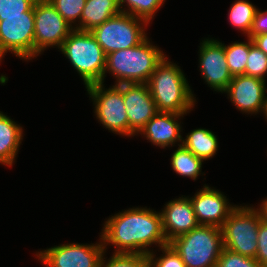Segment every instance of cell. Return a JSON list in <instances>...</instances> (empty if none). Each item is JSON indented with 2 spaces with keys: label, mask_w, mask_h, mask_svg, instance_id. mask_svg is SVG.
Segmentation results:
<instances>
[{
  "label": "cell",
  "mask_w": 267,
  "mask_h": 267,
  "mask_svg": "<svg viewBox=\"0 0 267 267\" xmlns=\"http://www.w3.org/2000/svg\"><path fill=\"white\" fill-rule=\"evenodd\" d=\"M104 83L85 87L93 101L98 122L114 134L129 137V120L123 100V92L117 85L105 88Z\"/></svg>",
  "instance_id": "obj_8"
},
{
  "label": "cell",
  "mask_w": 267,
  "mask_h": 267,
  "mask_svg": "<svg viewBox=\"0 0 267 267\" xmlns=\"http://www.w3.org/2000/svg\"><path fill=\"white\" fill-rule=\"evenodd\" d=\"M267 33V10L262 11L258 8L255 18L253 20L252 28L247 37L251 39L259 34Z\"/></svg>",
  "instance_id": "obj_32"
},
{
  "label": "cell",
  "mask_w": 267,
  "mask_h": 267,
  "mask_svg": "<svg viewBox=\"0 0 267 267\" xmlns=\"http://www.w3.org/2000/svg\"><path fill=\"white\" fill-rule=\"evenodd\" d=\"M36 0H0V17L25 16Z\"/></svg>",
  "instance_id": "obj_30"
},
{
  "label": "cell",
  "mask_w": 267,
  "mask_h": 267,
  "mask_svg": "<svg viewBox=\"0 0 267 267\" xmlns=\"http://www.w3.org/2000/svg\"><path fill=\"white\" fill-rule=\"evenodd\" d=\"M164 2L165 0H119V6L122 13L143 19L149 24Z\"/></svg>",
  "instance_id": "obj_23"
},
{
  "label": "cell",
  "mask_w": 267,
  "mask_h": 267,
  "mask_svg": "<svg viewBox=\"0 0 267 267\" xmlns=\"http://www.w3.org/2000/svg\"><path fill=\"white\" fill-rule=\"evenodd\" d=\"M258 8L249 0H235L228 12L230 25L249 35Z\"/></svg>",
  "instance_id": "obj_22"
},
{
  "label": "cell",
  "mask_w": 267,
  "mask_h": 267,
  "mask_svg": "<svg viewBox=\"0 0 267 267\" xmlns=\"http://www.w3.org/2000/svg\"><path fill=\"white\" fill-rule=\"evenodd\" d=\"M168 244L180 255L185 267H216L224 248L221 228L200 224Z\"/></svg>",
  "instance_id": "obj_5"
},
{
  "label": "cell",
  "mask_w": 267,
  "mask_h": 267,
  "mask_svg": "<svg viewBox=\"0 0 267 267\" xmlns=\"http://www.w3.org/2000/svg\"><path fill=\"white\" fill-rule=\"evenodd\" d=\"M7 52L23 61L34 59V5L25 16L0 17V53Z\"/></svg>",
  "instance_id": "obj_10"
},
{
  "label": "cell",
  "mask_w": 267,
  "mask_h": 267,
  "mask_svg": "<svg viewBox=\"0 0 267 267\" xmlns=\"http://www.w3.org/2000/svg\"><path fill=\"white\" fill-rule=\"evenodd\" d=\"M121 13L119 0H86L79 31H92L106 20Z\"/></svg>",
  "instance_id": "obj_19"
},
{
  "label": "cell",
  "mask_w": 267,
  "mask_h": 267,
  "mask_svg": "<svg viewBox=\"0 0 267 267\" xmlns=\"http://www.w3.org/2000/svg\"><path fill=\"white\" fill-rule=\"evenodd\" d=\"M100 236L104 251L112 245L113 253L148 255L153 251L150 246L168 245L161 212L147 207H132L115 213L104 222Z\"/></svg>",
  "instance_id": "obj_1"
},
{
  "label": "cell",
  "mask_w": 267,
  "mask_h": 267,
  "mask_svg": "<svg viewBox=\"0 0 267 267\" xmlns=\"http://www.w3.org/2000/svg\"><path fill=\"white\" fill-rule=\"evenodd\" d=\"M123 92V100L129 120V137L137 136L157 113L148 84L117 85Z\"/></svg>",
  "instance_id": "obj_13"
},
{
  "label": "cell",
  "mask_w": 267,
  "mask_h": 267,
  "mask_svg": "<svg viewBox=\"0 0 267 267\" xmlns=\"http://www.w3.org/2000/svg\"><path fill=\"white\" fill-rule=\"evenodd\" d=\"M245 75L266 80L267 55L260 50L249 37V55L247 57Z\"/></svg>",
  "instance_id": "obj_27"
},
{
  "label": "cell",
  "mask_w": 267,
  "mask_h": 267,
  "mask_svg": "<svg viewBox=\"0 0 267 267\" xmlns=\"http://www.w3.org/2000/svg\"><path fill=\"white\" fill-rule=\"evenodd\" d=\"M166 56L159 47L153 45L147 36L135 47L111 52L106 57V73L116 81L114 85L140 83L147 84L157 65Z\"/></svg>",
  "instance_id": "obj_3"
},
{
  "label": "cell",
  "mask_w": 267,
  "mask_h": 267,
  "mask_svg": "<svg viewBox=\"0 0 267 267\" xmlns=\"http://www.w3.org/2000/svg\"><path fill=\"white\" fill-rule=\"evenodd\" d=\"M74 30L56 11L49 0L34 3V58L47 48L60 49L63 41Z\"/></svg>",
  "instance_id": "obj_9"
},
{
  "label": "cell",
  "mask_w": 267,
  "mask_h": 267,
  "mask_svg": "<svg viewBox=\"0 0 267 267\" xmlns=\"http://www.w3.org/2000/svg\"><path fill=\"white\" fill-rule=\"evenodd\" d=\"M99 238V243H64L37 251L35 255L46 267H98L104 253L101 236Z\"/></svg>",
  "instance_id": "obj_11"
},
{
  "label": "cell",
  "mask_w": 267,
  "mask_h": 267,
  "mask_svg": "<svg viewBox=\"0 0 267 267\" xmlns=\"http://www.w3.org/2000/svg\"><path fill=\"white\" fill-rule=\"evenodd\" d=\"M198 53V67L203 80L210 89L224 93L233 78L227 65L225 44L207 37L200 41Z\"/></svg>",
  "instance_id": "obj_12"
},
{
  "label": "cell",
  "mask_w": 267,
  "mask_h": 267,
  "mask_svg": "<svg viewBox=\"0 0 267 267\" xmlns=\"http://www.w3.org/2000/svg\"><path fill=\"white\" fill-rule=\"evenodd\" d=\"M105 253L106 251H104L98 267H149L148 255L113 253L107 259Z\"/></svg>",
  "instance_id": "obj_26"
},
{
  "label": "cell",
  "mask_w": 267,
  "mask_h": 267,
  "mask_svg": "<svg viewBox=\"0 0 267 267\" xmlns=\"http://www.w3.org/2000/svg\"><path fill=\"white\" fill-rule=\"evenodd\" d=\"M216 267H263L255 258L243 256L223 248Z\"/></svg>",
  "instance_id": "obj_29"
},
{
  "label": "cell",
  "mask_w": 267,
  "mask_h": 267,
  "mask_svg": "<svg viewBox=\"0 0 267 267\" xmlns=\"http://www.w3.org/2000/svg\"><path fill=\"white\" fill-rule=\"evenodd\" d=\"M185 115L187 114L158 112L146 123L139 135H143L151 144L162 149L176 146L175 144L180 146L183 138L181 118Z\"/></svg>",
  "instance_id": "obj_17"
},
{
  "label": "cell",
  "mask_w": 267,
  "mask_h": 267,
  "mask_svg": "<svg viewBox=\"0 0 267 267\" xmlns=\"http://www.w3.org/2000/svg\"><path fill=\"white\" fill-rule=\"evenodd\" d=\"M266 80L247 76H234L226 91L227 98L243 114H258L264 111L266 102Z\"/></svg>",
  "instance_id": "obj_14"
},
{
  "label": "cell",
  "mask_w": 267,
  "mask_h": 267,
  "mask_svg": "<svg viewBox=\"0 0 267 267\" xmlns=\"http://www.w3.org/2000/svg\"><path fill=\"white\" fill-rule=\"evenodd\" d=\"M204 160L196 157L191 151L186 149L183 145L178 148L171 155V168L179 176L189 177L192 180H197L198 176L205 175L202 172V164Z\"/></svg>",
  "instance_id": "obj_21"
},
{
  "label": "cell",
  "mask_w": 267,
  "mask_h": 267,
  "mask_svg": "<svg viewBox=\"0 0 267 267\" xmlns=\"http://www.w3.org/2000/svg\"><path fill=\"white\" fill-rule=\"evenodd\" d=\"M59 50L69 59L85 87L104 83L107 55L90 31L74 29Z\"/></svg>",
  "instance_id": "obj_4"
},
{
  "label": "cell",
  "mask_w": 267,
  "mask_h": 267,
  "mask_svg": "<svg viewBox=\"0 0 267 267\" xmlns=\"http://www.w3.org/2000/svg\"><path fill=\"white\" fill-rule=\"evenodd\" d=\"M257 253L255 259L263 267H267V223L260 221L258 228Z\"/></svg>",
  "instance_id": "obj_31"
},
{
  "label": "cell",
  "mask_w": 267,
  "mask_h": 267,
  "mask_svg": "<svg viewBox=\"0 0 267 267\" xmlns=\"http://www.w3.org/2000/svg\"><path fill=\"white\" fill-rule=\"evenodd\" d=\"M4 56L0 53V63L2 62Z\"/></svg>",
  "instance_id": "obj_36"
},
{
  "label": "cell",
  "mask_w": 267,
  "mask_h": 267,
  "mask_svg": "<svg viewBox=\"0 0 267 267\" xmlns=\"http://www.w3.org/2000/svg\"><path fill=\"white\" fill-rule=\"evenodd\" d=\"M164 205L160 212L163 233L168 243L199 225L189 196H181Z\"/></svg>",
  "instance_id": "obj_16"
},
{
  "label": "cell",
  "mask_w": 267,
  "mask_h": 267,
  "mask_svg": "<svg viewBox=\"0 0 267 267\" xmlns=\"http://www.w3.org/2000/svg\"><path fill=\"white\" fill-rule=\"evenodd\" d=\"M218 144L217 136L206 128L193 129L185 138H182V145L205 161L216 155Z\"/></svg>",
  "instance_id": "obj_20"
},
{
  "label": "cell",
  "mask_w": 267,
  "mask_h": 267,
  "mask_svg": "<svg viewBox=\"0 0 267 267\" xmlns=\"http://www.w3.org/2000/svg\"><path fill=\"white\" fill-rule=\"evenodd\" d=\"M255 209L259 212L261 220L267 223V197Z\"/></svg>",
  "instance_id": "obj_34"
},
{
  "label": "cell",
  "mask_w": 267,
  "mask_h": 267,
  "mask_svg": "<svg viewBox=\"0 0 267 267\" xmlns=\"http://www.w3.org/2000/svg\"><path fill=\"white\" fill-rule=\"evenodd\" d=\"M221 191L204 184L203 188L190 197L197 222L200 225L221 228L230 213L238 206L229 203Z\"/></svg>",
  "instance_id": "obj_15"
},
{
  "label": "cell",
  "mask_w": 267,
  "mask_h": 267,
  "mask_svg": "<svg viewBox=\"0 0 267 267\" xmlns=\"http://www.w3.org/2000/svg\"><path fill=\"white\" fill-rule=\"evenodd\" d=\"M147 25L149 24L145 20L121 12L90 32L108 55L140 44L147 37Z\"/></svg>",
  "instance_id": "obj_7"
},
{
  "label": "cell",
  "mask_w": 267,
  "mask_h": 267,
  "mask_svg": "<svg viewBox=\"0 0 267 267\" xmlns=\"http://www.w3.org/2000/svg\"><path fill=\"white\" fill-rule=\"evenodd\" d=\"M64 20L78 30L86 0H49Z\"/></svg>",
  "instance_id": "obj_25"
},
{
  "label": "cell",
  "mask_w": 267,
  "mask_h": 267,
  "mask_svg": "<svg viewBox=\"0 0 267 267\" xmlns=\"http://www.w3.org/2000/svg\"><path fill=\"white\" fill-rule=\"evenodd\" d=\"M167 55L151 74L148 86L158 112L189 114L196 103V97L189 86L183 70Z\"/></svg>",
  "instance_id": "obj_2"
},
{
  "label": "cell",
  "mask_w": 267,
  "mask_h": 267,
  "mask_svg": "<svg viewBox=\"0 0 267 267\" xmlns=\"http://www.w3.org/2000/svg\"><path fill=\"white\" fill-rule=\"evenodd\" d=\"M163 254L156 257L154 251L148 254L149 267H185L180 255L168 244L160 247Z\"/></svg>",
  "instance_id": "obj_28"
},
{
  "label": "cell",
  "mask_w": 267,
  "mask_h": 267,
  "mask_svg": "<svg viewBox=\"0 0 267 267\" xmlns=\"http://www.w3.org/2000/svg\"><path fill=\"white\" fill-rule=\"evenodd\" d=\"M263 114L265 116V119H267V96H266V102H265V107H264Z\"/></svg>",
  "instance_id": "obj_35"
},
{
  "label": "cell",
  "mask_w": 267,
  "mask_h": 267,
  "mask_svg": "<svg viewBox=\"0 0 267 267\" xmlns=\"http://www.w3.org/2000/svg\"><path fill=\"white\" fill-rule=\"evenodd\" d=\"M225 55L231 75L233 77L245 75L246 62L249 55V37H247V42L235 41L225 45Z\"/></svg>",
  "instance_id": "obj_24"
},
{
  "label": "cell",
  "mask_w": 267,
  "mask_h": 267,
  "mask_svg": "<svg viewBox=\"0 0 267 267\" xmlns=\"http://www.w3.org/2000/svg\"><path fill=\"white\" fill-rule=\"evenodd\" d=\"M253 43L267 55V33L252 38Z\"/></svg>",
  "instance_id": "obj_33"
},
{
  "label": "cell",
  "mask_w": 267,
  "mask_h": 267,
  "mask_svg": "<svg viewBox=\"0 0 267 267\" xmlns=\"http://www.w3.org/2000/svg\"><path fill=\"white\" fill-rule=\"evenodd\" d=\"M260 214L253 206H237L221 227L224 248L255 258Z\"/></svg>",
  "instance_id": "obj_6"
},
{
  "label": "cell",
  "mask_w": 267,
  "mask_h": 267,
  "mask_svg": "<svg viewBox=\"0 0 267 267\" xmlns=\"http://www.w3.org/2000/svg\"><path fill=\"white\" fill-rule=\"evenodd\" d=\"M21 124L0 111V164L12 166L16 160L24 131Z\"/></svg>",
  "instance_id": "obj_18"
}]
</instances>
